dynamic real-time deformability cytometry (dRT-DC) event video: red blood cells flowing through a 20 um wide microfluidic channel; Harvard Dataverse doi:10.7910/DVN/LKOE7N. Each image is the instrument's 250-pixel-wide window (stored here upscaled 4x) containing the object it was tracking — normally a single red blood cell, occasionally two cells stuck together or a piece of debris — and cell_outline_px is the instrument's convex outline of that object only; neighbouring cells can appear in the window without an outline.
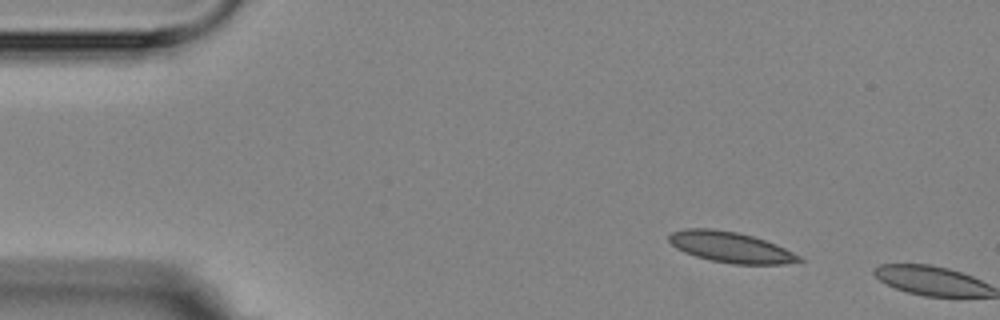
{"species": "Egyptian fruit bat (a non-hibernating species)", "species_latin": "Rousettus aegyptiacus", "temperature_condition": "room temperature", "stored_images_in_passage": 2, "camera_frame_rate_fps": 3000, "um_per_image_px": 0.085, "animal": {"sex": "female"}, "frame": {"image": 1, "passage_image": 1, "time_ms": 0.0, "image_size_px": [1000, 320], "cell_outline_px": [[804, 260], [784, 264], [732, 264], [712, 260], [696, 256], [684, 252], [676, 248], [668, 240], [668, 236], [672, 232], [688, 228], [712, 228], [736, 232], [752, 236], [776, 244], [800, 256]], "centroid_in_image_um": [62.08, 21.01], "position_along_channel_um": 22.9, "area_um2": 23.06}}